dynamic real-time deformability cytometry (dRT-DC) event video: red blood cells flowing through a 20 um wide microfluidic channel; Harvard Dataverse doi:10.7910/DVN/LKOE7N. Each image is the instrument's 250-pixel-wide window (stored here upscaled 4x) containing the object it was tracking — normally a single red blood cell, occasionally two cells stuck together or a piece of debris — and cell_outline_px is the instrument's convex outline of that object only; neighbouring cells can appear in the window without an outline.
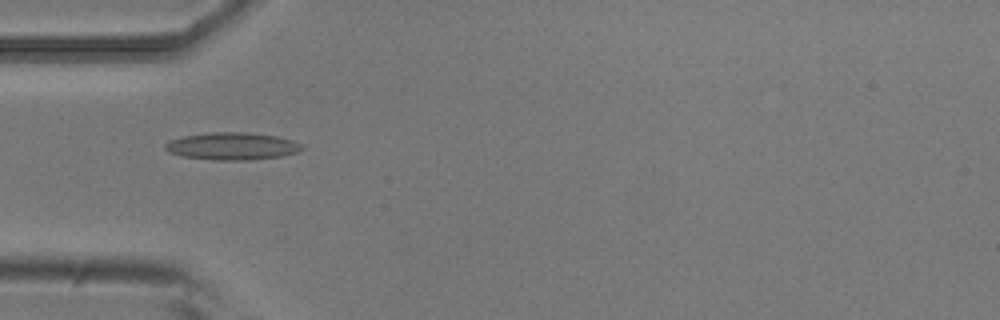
{"species": "common noctule bat (a hibernating species)", "species_latin": "Nyctalus noctula", "temperature_condition": "room temperature", "stored_images_in_passage": 4, "camera_frame_rate_fps": 3000, "um_per_image_px": 0.085, "animal": {"sex": "male", "body_mass_g": 20.5, "forearm_length_mm": 52.5}, "frame": {"image": 1, "passage_image": 1, "time_ms": 0.0, "image_size_px": [1000, 320], "cell_outline_px": [[304, 148], [296, 152], [280, 156], [248, 160], [212, 160], [184, 156], [168, 152], [164, 148], [164, 144], [168, 140], [184, 136], [208, 132], [248, 132], [276, 136], [292, 140], [300, 144]], "centroid_in_image_um": [19.68, 12.42], "position_along_channel_um": 65.3, "area_um2": 21.79}}
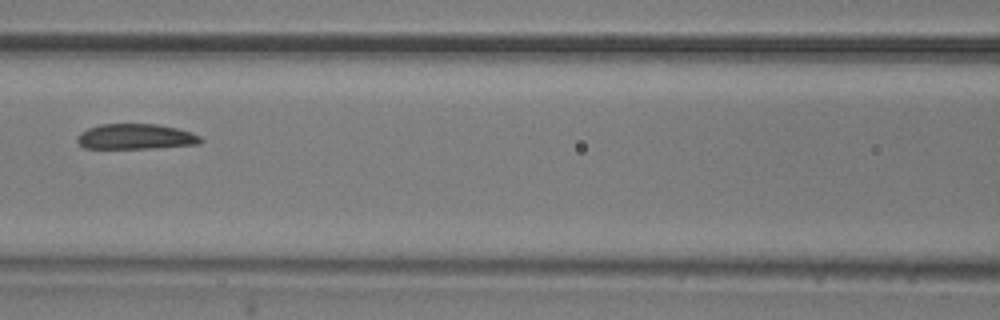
{"frame": {"image": 2, "passage_image": 3, "time_ms": 0.667, "image_size_px": [1000, 320], "cell_outline_px": [[204, 140], [200, 144], [152, 148], [84, 148], [76, 140], [76, 136], [80, 132], [88, 128], [100, 124], [156, 124], [176, 128], [192, 132], [200, 136]], "centroid_in_image_um": [11.54, 11.61], "position_along_channel_um": 155.1, "area_um2": 18.32}}
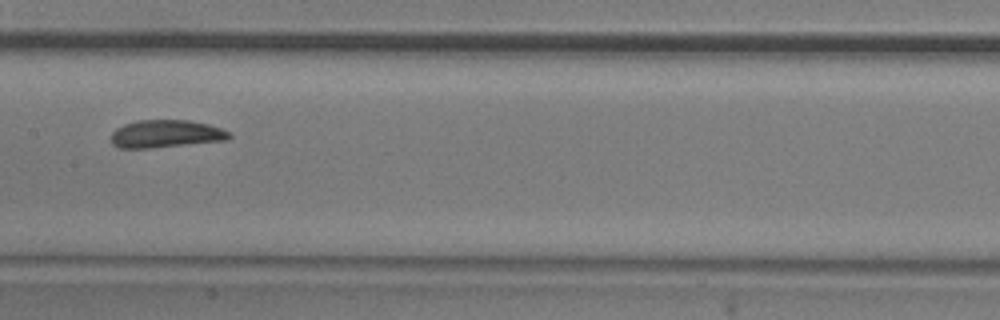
{"frame": {"image": 3, "passage_image": 4, "time_ms": 1.0, "image_size_px": [1000, 320], "cell_outline_px": [[232, 136], [228, 140], [152, 148], [120, 148], [112, 144], [112, 132], [116, 128], [124, 124], [136, 120], [188, 120], [208, 124], [220, 128], [228, 132]], "centroid_in_image_um": [14.09, 11.38], "position_along_channel_um": 193.3, "area_um2": 19.07}}